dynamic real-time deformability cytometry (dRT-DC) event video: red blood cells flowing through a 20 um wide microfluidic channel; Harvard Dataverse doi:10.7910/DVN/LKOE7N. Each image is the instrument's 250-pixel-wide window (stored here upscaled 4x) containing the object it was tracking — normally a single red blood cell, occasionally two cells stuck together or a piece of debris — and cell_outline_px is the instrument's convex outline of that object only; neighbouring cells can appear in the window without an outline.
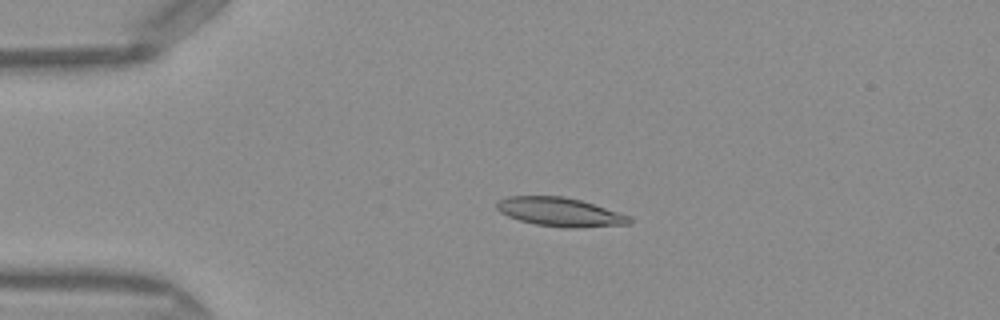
{"species": "Egyptian fruit bat (a non-hibernating species)", "species_latin": "Rousettus aegyptiacus", "temperature_condition": "warm", "stored_images_in_passage": 43, "camera_frame_rate_fps": 3000, "um_per_image_px": 0.085, "frame": {"image": 1, "passage_image": 5, "time_ms": 1.333, "image_size_px": [1000, 320], "cell_outline_px": [[632, 220], [628, 224], [576, 228], [568, 228], [536, 224], [520, 220], [508, 216], [500, 212], [496, 208], [496, 204], [500, 200], [508, 196], [564, 196], [580, 200], [632, 216]], "centroid_in_image_um": [47.61, 18.02], "position_along_channel_um": 37.4, "area_um2": 22.14}}
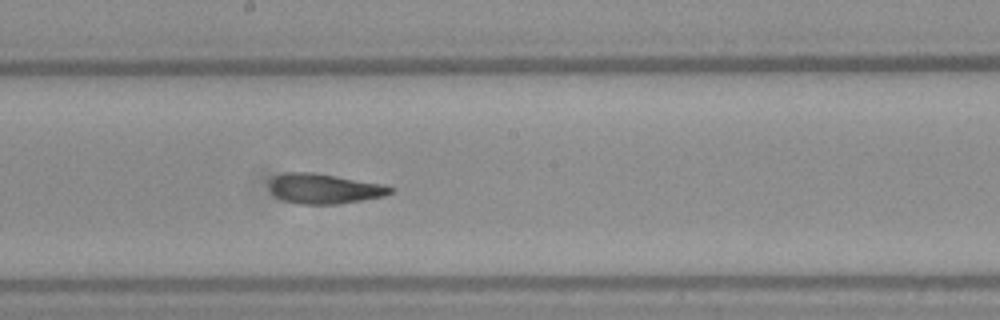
{"frame": {"image": 2, "passage_image": 21, "time_ms": 6.667, "image_size_px": [1000, 320], "cell_outline_px": [[396, 188], [392, 192], [384, 196], [336, 204], [300, 204], [284, 200], [276, 196], [268, 188], [268, 184], [276, 176], [284, 172], [312, 172], [384, 184]], "centroid_in_image_um": [27.57, 16.03], "position_along_channel_um": 220.6, "area_um2": 21.04}}
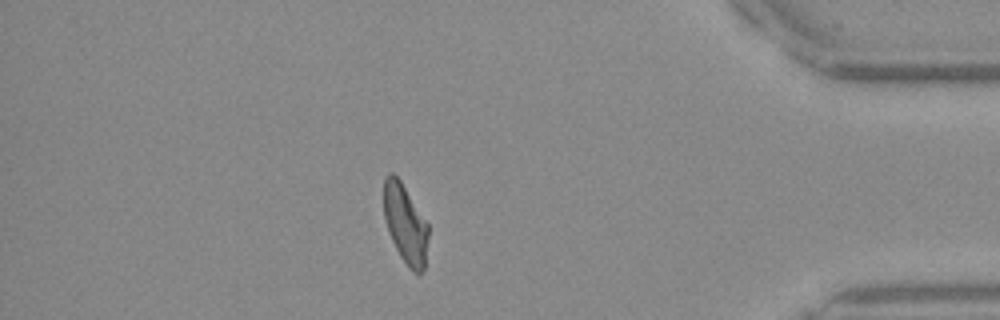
{"frame": {"image": 3, "passage_image": 37, "time_ms": 12.0, "image_size_px": [1000, 320], "cell_outline_px": [[428, 236], [424, 268], [420, 272], [412, 272], [408, 268], [400, 256], [388, 232], [384, 220], [384, 180], [388, 172], [392, 172], [400, 180], [428, 224]], "centroid_in_image_um": [34.43, 19.03], "position_along_channel_um": 400.8, "area_um2": 20.35}, "authors_computed_cell_mechanics": {"area_um2": 21.3282, "velocity_mm_per_s": 4.0924, "shape_relaxation_time_tau1_ms": 4.0017, "shape_relaxation_time_tau2_ms": 1.5898, "deformation_change_tau1": 0.1808, "deformation_change_tau2": 0.0956}}